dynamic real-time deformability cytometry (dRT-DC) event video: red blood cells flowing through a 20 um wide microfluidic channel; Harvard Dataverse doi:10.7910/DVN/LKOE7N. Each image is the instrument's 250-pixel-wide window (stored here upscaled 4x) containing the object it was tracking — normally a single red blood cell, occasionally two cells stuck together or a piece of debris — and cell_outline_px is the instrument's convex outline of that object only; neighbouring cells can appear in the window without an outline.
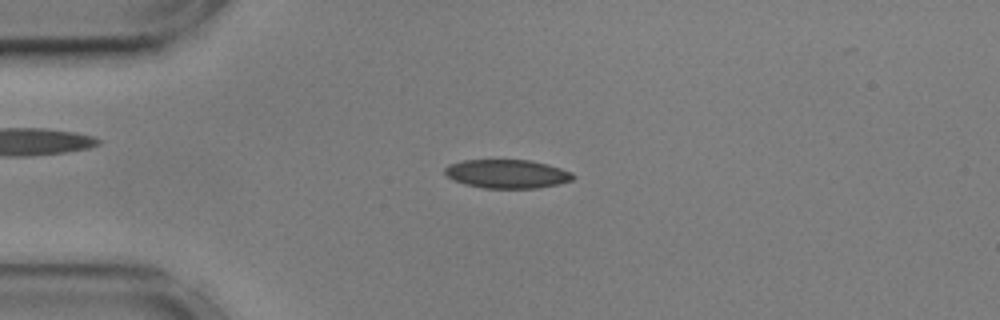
{"species": "common noctule bat (a hibernating species)", "species_latin": "Nyctalus noctula", "temperature_condition": "cold", "stored_images_in_passage": 54, "camera_frame_rate_fps": 3000, "um_per_image_px": 0.085, "animal": {"sex": "male", "body_mass_g": 17.9, "forearm_length_mm": 54.2}, "frame": {"image": 1, "passage_image": 12, "time_ms": 3.667, "image_size_px": [1000, 320], "cell_outline_px": [[576, 176], [572, 180], [560, 184], [536, 188], [484, 188], [464, 184], [452, 180], [444, 172], [444, 168], [448, 164], [464, 160], [528, 160], [548, 164], [572, 172]], "centroid_in_image_um": [43.1, 14.78], "position_along_channel_um": 41.9, "area_um2": 21.56}}
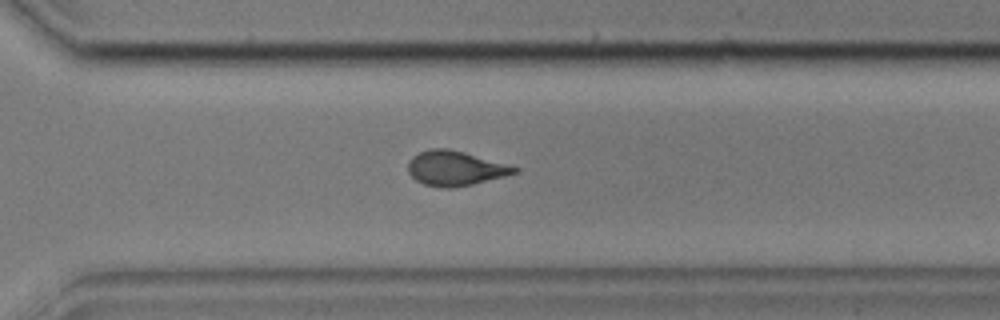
{"frame": {"image": 2, "passage_image": 38, "time_ms": 12.333, "image_size_px": [1000, 320], "cell_outline_px": [[516, 172], [504, 176], [472, 184], [452, 188], [440, 188], [424, 184], [416, 180], [408, 172], [408, 160], [412, 156], [428, 148], [448, 148], [464, 152], [504, 164], [516, 168]], "centroid_in_image_um": [38.59, 14.3], "position_along_channel_um": 332.0, "area_um2": 21.15}}
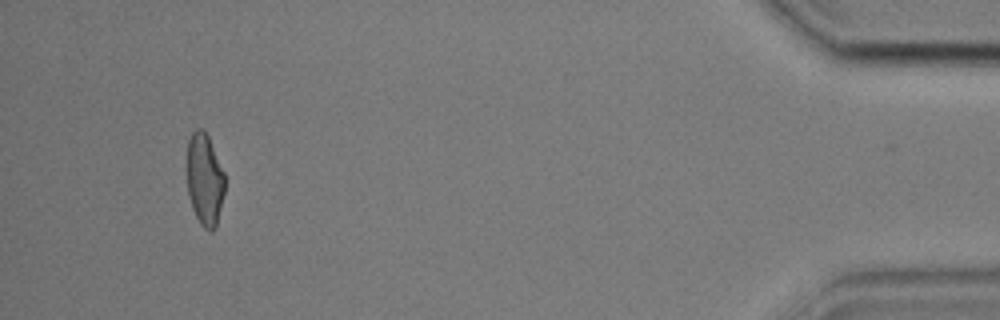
{"frame": {"image": 3, "passage_image": 51, "time_ms": 16.667, "image_size_px": [1000, 320], "cell_outline_px": [[224, 192], [216, 228], [212, 232], [204, 228], [200, 224], [192, 208], [188, 196], [188, 140], [192, 132], [196, 128], [200, 128], [208, 136], [224, 172]], "centroid_in_image_um": [17.4, 15.29], "position_along_channel_um": 417.8, "area_um2": 20.11}, "authors_computed_cell_mechanics": {"area_um2": 21.5594, "velocity_mm_per_s": 3.6035, "shape_relaxation_time_tau1_ms": 8.8406, "shape_relaxation_time_tau2_ms": 2.0496, "deformation_change_tau1": 0.18, "deformation_change_tau2": 0.0704}}